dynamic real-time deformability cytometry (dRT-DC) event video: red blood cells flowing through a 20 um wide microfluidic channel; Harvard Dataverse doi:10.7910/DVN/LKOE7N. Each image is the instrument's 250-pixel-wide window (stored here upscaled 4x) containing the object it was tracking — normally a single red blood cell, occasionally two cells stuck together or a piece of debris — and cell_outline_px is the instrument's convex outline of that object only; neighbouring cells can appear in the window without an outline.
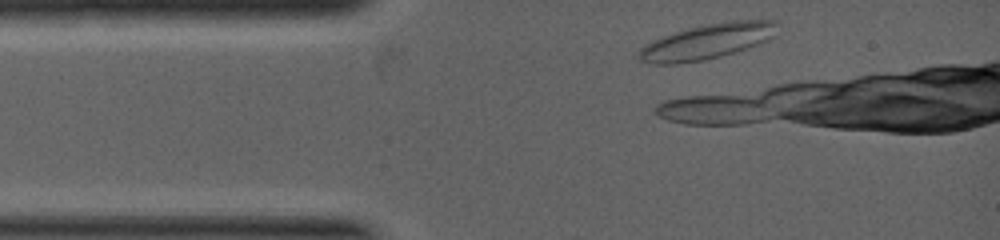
{"species": "common noctule bat (a hibernating species)", "species_latin": "Nyctalus noctula", "temperature_condition": "warm", "stored_images_in_passage": 3, "camera_frame_rate_fps": 5000, "um_per_image_px": 0.085, "animal": {"sex": "female", "body_mass_g": 19.0, "forearm_length_mm": 53.3}, "frame": {"image": 1, "passage_image": 1, "time_ms": 0.0, "image_size_px": [1000, 240], "cell_outline_px": [[780, 20], [776, 36], [760, 44], [748, 48], [720, 56], [704, 60], [676, 64], [652, 64], [640, 60], [640, 48], [644, 44], [660, 36], [688, 28], [728, 20]], "centroid_in_image_um": [60.17, 3.51], "position_along_channel_um": 24.8, "area_um2": 28.78}}